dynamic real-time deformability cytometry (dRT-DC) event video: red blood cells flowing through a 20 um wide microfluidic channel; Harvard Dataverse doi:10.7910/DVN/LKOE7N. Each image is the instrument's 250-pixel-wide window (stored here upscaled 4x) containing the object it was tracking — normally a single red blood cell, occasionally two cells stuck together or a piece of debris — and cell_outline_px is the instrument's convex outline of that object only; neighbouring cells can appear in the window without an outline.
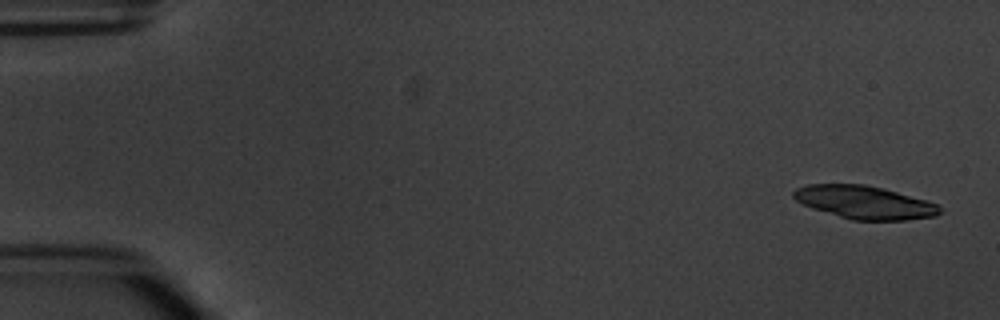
{"species": "common noctule bat (a hibernating species)", "species_latin": "Nyctalus noctula", "temperature_condition": "warm", "stored_images_in_passage": 6, "camera_frame_rate_fps": 3000, "um_per_image_px": 0.085, "animal": {"sex": "male", "body_mass_g": 20.1, "forearm_length_mm": 53.5}, "frame": {"image": 1, "passage_image": 1, "time_ms": 0.0, "image_size_px": [1000, 320], "cell_outline_px": [[940, 212], [936, 216], [908, 220], [852, 220], [812, 208], [796, 200], [792, 196], [792, 192], [796, 188], [808, 184], [864, 184], [884, 188], [924, 200], [936, 204], [940, 208]], "centroid_in_image_um": [73.45, 17.2], "position_along_channel_um": 11.5, "area_um2": 27.98}}